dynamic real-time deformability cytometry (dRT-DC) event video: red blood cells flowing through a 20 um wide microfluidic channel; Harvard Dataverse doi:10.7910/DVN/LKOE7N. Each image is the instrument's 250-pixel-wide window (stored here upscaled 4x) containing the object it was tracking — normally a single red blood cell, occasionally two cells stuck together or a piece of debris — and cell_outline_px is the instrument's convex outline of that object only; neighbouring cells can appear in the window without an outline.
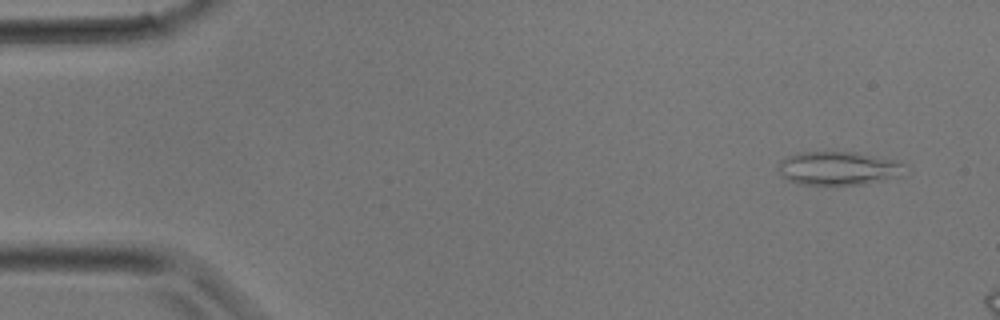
{"species": "common noctule bat (a hibernating species)", "species_latin": "Nyctalus noctula", "temperature_condition": "room temperature", "stored_images_in_passage": 3, "camera_frame_rate_fps": 3000, "um_per_image_px": 0.085, "animal": {"sex": "male", "body_mass_g": 17.9}, "frame": {"image": 1, "passage_image": 1, "time_ms": 0.0, "image_size_px": [1000, 320], "cell_outline_px": [[908, 176], [864, 184], [832, 188], [800, 184], [788, 180], [776, 168], [780, 160], [784, 156], [800, 152], [856, 152], [896, 160], [908, 164]], "centroid_in_image_um": [71.35, 14.35], "position_along_channel_um": 13.6, "area_um2": 26.36}}